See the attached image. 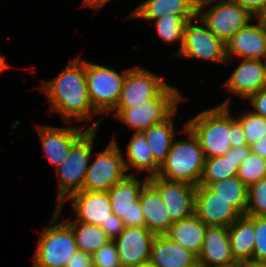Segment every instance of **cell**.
<instances>
[{
    "mask_svg": "<svg viewBox=\"0 0 266 267\" xmlns=\"http://www.w3.org/2000/svg\"><path fill=\"white\" fill-rule=\"evenodd\" d=\"M236 262L232 252L228 228L207 226L198 264L200 267H218Z\"/></svg>",
    "mask_w": 266,
    "mask_h": 267,
    "instance_id": "cell-19",
    "label": "cell"
},
{
    "mask_svg": "<svg viewBox=\"0 0 266 267\" xmlns=\"http://www.w3.org/2000/svg\"><path fill=\"white\" fill-rule=\"evenodd\" d=\"M250 150L263 158H266V135L257 142L250 145Z\"/></svg>",
    "mask_w": 266,
    "mask_h": 267,
    "instance_id": "cell-42",
    "label": "cell"
},
{
    "mask_svg": "<svg viewBox=\"0 0 266 267\" xmlns=\"http://www.w3.org/2000/svg\"><path fill=\"white\" fill-rule=\"evenodd\" d=\"M183 96L177 88L168 85L157 97L131 108H115L112 112L135 133H143L150 126L166 120L177 108Z\"/></svg>",
    "mask_w": 266,
    "mask_h": 267,
    "instance_id": "cell-5",
    "label": "cell"
},
{
    "mask_svg": "<svg viewBox=\"0 0 266 267\" xmlns=\"http://www.w3.org/2000/svg\"><path fill=\"white\" fill-rule=\"evenodd\" d=\"M65 221L72 229L77 249L80 251L92 255L112 241L100 226L75 220L70 222L66 219Z\"/></svg>",
    "mask_w": 266,
    "mask_h": 267,
    "instance_id": "cell-29",
    "label": "cell"
},
{
    "mask_svg": "<svg viewBox=\"0 0 266 267\" xmlns=\"http://www.w3.org/2000/svg\"><path fill=\"white\" fill-rule=\"evenodd\" d=\"M128 70L126 69L120 74L108 67L84 61L88 96L93 108L98 113H112L115 109Z\"/></svg>",
    "mask_w": 266,
    "mask_h": 267,
    "instance_id": "cell-7",
    "label": "cell"
},
{
    "mask_svg": "<svg viewBox=\"0 0 266 267\" xmlns=\"http://www.w3.org/2000/svg\"><path fill=\"white\" fill-rule=\"evenodd\" d=\"M192 20L194 19L185 24L183 44L175 56L217 61L222 64L231 62L226 57L225 43L217 38L198 16L195 22H199L201 26L193 25Z\"/></svg>",
    "mask_w": 266,
    "mask_h": 267,
    "instance_id": "cell-10",
    "label": "cell"
},
{
    "mask_svg": "<svg viewBox=\"0 0 266 267\" xmlns=\"http://www.w3.org/2000/svg\"><path fill=\"white\" fill-rule=\"evenodd\" d=\"M246 215L266 216V178L248 187Z\"/></svg>",
    "mask_w": 266,
    "mask_h": 267,
    "instance_id": "cell-34",
    "label": "cell"
},
{
    "mask_svg": "<svg viewBox=\"0 0 266 267\" xmlns=\"http://www.w3.org/2000/svg\"><path fill=\"white\" fill-rule=\"evenodd\" d=\"M96 132L97 129H89L71 147L67 158L56 168V174L59 179V193L56 206H63L70 195L83 190Z\"/></svg>",
    "mask_w": 266,
    "mask_h": 267,
    "instance_id": "cell-6",
    "label": "cell"
},
{
    "mask_svg": "<svg viewBox=\"0 0 266 267\" xmlns=\"http://www.w3.org/2000/svg\"><path fill=\"white\" fill-rule=\"evenodd\" d=\"M197 15H165L155 20L158 35L165 42H180L181 50L183 44L184 27L187 21L195 19Z\"/></svg>",
    "mask_w": 266,
    "mask_h": 267,
    "instance_id": "cell-31",
    "label": "cell"
},
{
    "mask_svg": "<svg viewBox=\"0 0 266 267\" xmlns=\"http://www.w3.org/2000/svg\"><path fill=\"white\" fill-rule=\"evenodd\" d=\"M206 5H212V7L206 13H203L202 9ZM197 16L225 44L254 18L234 0H198Z\"/></svg>",
    "mask_w": 266,
    "mask_h": 267,
    "instance_id": "cell-8",
    "label": "cell"
},
{
    "mask_svg": "<svg viewBox=\"0 0 266 267\" xmlns=\"http://www.w3.org/2000/svg\"><path fill=\"white\" fill-rule=\"evenodd\" d=\"M71 60L66 69L50 81H43L41 90L51 104V110L62 115L64 122L91 120L98 114L93 108L84 76V61Z\"/></svg>",
    "mask_w": 266,
    "mask_h": 267,
    "instance_id": "cell-1",
    "label": "cell"
},
{
    "mask_svg": "<svg viewBox=\"0 0 266 267\" xmlns=\"http://www.w3.org/2000/svg\"><path fill=\"white\" fill-rule=\"evenodd\" d=\"M66 267H94L91 254L77 250L68 260Z\"/></svg>",
    "mask_w": 266,
    "mask_h": 267,
    "instance_id": "cell-40",
    "label": "cell"
},
{
    "mask_svg": "<svg viewBox=\"0 0 266 267\" xmlns=\"http://www.w3.org/2000/svg\"><path fill=\"white\" fill-rule=\"evenodd\" d=\"M218 267H244V262H234L229 265H223V266H218Z\"/></svg>",
    "mask_w": 266,
    "mask_h": 267,
    "instance_id": "cell-48",
    "label": "cell"
},
{
    "mask_svg": "<svg viewBox=\"0 0 266 267\" xmlns=\"http://www.w3.org/2000/svg\"><path fill=\"white\" fill-rule=\"evenodd\" d=\"M147 182L148 178L142 182L128 174L108 190L112 213L122 219L125 227H145L139 196Z\"/></svg>",
    "mask_w": 266,
    "mask_h": 267,
    "instance_id": "cell-11",
    "label": "cell"
},
{
    "mask_svg": "<svg viewBox=\"0 0 266 267\" xmlns=\"http://www.w3.org/2000/svg\"><path fill=\"white\" fill-rule=\"evenodd\" d=\"M250 145H240L231 148L223 156L205 159V164L199 180V186L237 176L238 167L250 152Z\"/></svg>",
    "mask_w": 266,
    "mask_h": 267,
    "instance_id": "cell-21",
    "label": "cell"
},
{
    "mask_svg": "<svg viewBox=\"0 0 266 267\" xmlns=\"http://www.w3.org/2000/svg\"><path fill=\"white\" fill-rule=\"evenodd\" d=\"M62 209L63 206H56L49 224L39 233L33 267H66L68 260L78 250L68 223L65 220L58 222Z\"/></svg>",
    "mask_w": 266,
    "mask_h": 267,
    "instance_id": "cell-4",
    "label": "cell"
},
{
    "mask_svg": "<svg viewBox=\"0 0 266 267\" xmlns=\"http://www.w3.org/2000/svg\"><path fill=\"white\" fill-rule=\"evenodd\" d=\"M207 188L217 197L228 201L241 215H246L248 187L238 176L210 183Z\"/></svg>",
    "mask_w": 266,
    "mask_h": 267,
    "instance_id": "cell-30",
    "label": "cell"
},
{
    "mask_svg": "<svg viewBox=\"0 0 266 267\" xmlns=\"http://www.w3.org/2000/svg\"><path fill=\"white\" fill-rule=\"evenodd\" d=\"M244 130L247 145H251L266 135V118L246 111L237 118Z\"/></svg>",
    "mask_w": 266,
    "mask_h": 267,
    "instance_id": "cell-33",
    "label": "cell"
},
{
    "mask_svg": "<svg viewBox=\"0 0 266 267\" xmlns=\"http://www.w3.org/2000/svg\"><path fill=\"white\" fill-rule=\"evenodd\" d=\"M66 200L72 201L76 213L75 221L100 226L105 224L112 213L108 191L80 190Z\"/></svg>",
    "mask_w": 266,
    "mask_h": 267,
    "instance_id": "cell-17",
    "label": "cell"
},
{
    "mask_svg": "<svg viewBox=\"0 0 266 267\" xmlns=\"http://www.w3.org/2000/svg\"><path fill=\"white\" fill-rule=\"evenodd\" d=\"M188 136L186 140H173L166 160L161 164L157 176L177 182L198 186L205 164L204 152L198 138L184 127Z\"/></svg>",
    "mask_w": 266,
    "mask_h": 267,
    "instance_id": "cell-3",
    "label": "cell"
},
{
    "mask_svg": "<svg viewBox=\"0 0 266 267\" xmlns=\"http://www.w3.org/2000/svg\"><path fill=\"white\" fill-rule=\"evenodd\" d=\"M244 267H266V262H257L254 260L245 261Z\"/></svg>",
    "mask_w": 266,
    "mask_h": 267,
    "instance_id": "cell-45",
    "label": "cell"
},
{
    "mask_svg": "<svg viewBox=\"0 0 266 267\" xmlns=\"http://www.w3.org/2000/svg\"><path fill=\"white\" fill-rule=\"evenodd\" d=\"M168 84L165 79L140 66L129 68L115 108H131L157 97Z\"/></svg>",
    "mask_w": 266,
    "mask_h": 267,
    "instance_id": "cell-12",
    "label": "cell"
},
{
    "mask_svg": "<svg viewBox=\"0 0 266 267\" xmlns=\"http://www.w3.org/2000/svg\"><path fill=\"white\" fill-rule=\"evenodd\" d=\"M253 260L266 262V216H255Z\"/></svg>",
    "mask_w": 266,
    "mask_h": 267,
    "instance_id": "cell-35",
    "label": "cell"
},
{
    "mask_svg": "<svg viewBox=\"0 0 266 267\" xmlns=\"http://www.w3.org/2000/svg\"><path fill=\"white\" fill-rule=\"evenodd\" d=\"M198 0H146L128 18L157 20L165 15H197Z\"/></svg>",
    "mask_w": 266,
    "mask_h": 267,
    "instance_id": "cell-25",
    "label": "cell"
},
{
    "mask_svg": "<svg viewBox=\"0 0 266 267\" xmlns=\"http://www.w3.org/2000/svg\"><path fill=\"white\" fill-rule=\"evenodd\" d=\"M237 176L247 187L261 179H265L266 158L250 151L248 156L239 165Z\"/></svg>",
    "mask_w": 266,
    "mask_h": 267,
    "instance_id": "cell-32",
    "label": "cell"
},
{
    "mask_svg": "<svg viewBox=\"0 0 266 267\" xmlns=\"http://www.w3.org/2000/svg\"><path fill=\"white\" fill-rule=\"evenodd\" d=\"M229 101L202 111L185 124L198 138L206 159L223 156L231 149Z\"/></svg>",
    "mask_w": 266,
    "mask_h": 267,
    "instance_id": "cell-2",
    "label": "cell"
},
{
    "mask_svg": "<svg viewBox=\"0 0 266 267\" xmlns=\"http://www.w3.org/2000/svg\"><path fill=\"white\" fill-rule=\"evenodd\" d=\"M242 8L248 11L253 17L262 9L266 4V0H234Z\"/></svg>",
    "mask_w": 266,
    "mask_h": 267,
    "instance_id": "cell-41",
    "label": "cell"
},
{
    "mask_svg": "<svg viewBox=\"0 0 266 267\" xmlns=\"http://www.w3.org/2000/svg\"><path fill=\"white\" fill-rule=\"evenodd\" d=\"M100 227L113 241L123 232L125 226L121 218L111 213L110 218L105 222V224H100Z\"/></svg>",
    "mask_w": 266,
    "mask_h": 267,
    "instance_id": "cell-37",
    "label": "cell"
},
{
    "mask_svg": "<svg viewBox=\"0 0 266 267\" xmlns=\"http://www.w3.org/2000/svg\"><path fill=\"white\" fill-rule=\"evenodd\" d=\"M231 252L237 262L253 260L255 216L240 215L229 227Z\"/></svg>",
    "mask_w": 266,
    "mask_h": 267,
    "instance_id": "cell-24",
    "label": "cell"
},
{
    "mask_svg": "<svg viewBox=\"0 0 266 267\" xmlns=\"http://www.w3.org/2000/svg\"><path fill=\"white\" fill-rule=\"evenodd\" d=\"M102 117L90 125L86 130L80 127H51L37 126L41 138L43 151L55 169L67 158L71 147L89 130L98 129Z\"/></svg>",
    "mask_w": 266,
    "mask_h": 267,
    "instance_id": "cell-14",
    "label": "cell"
},
{
    "mask_svg": "<svg viewBox=\"0 0 266 267\" xmlns=\"http://www.w3.org/2000/svg\"><path fill=\"white\" fill-rule=\"evenodd\" d=\"M265 75L266 61L243 59L225 86L233 94L247 99L251 94L264 89Z\"/></svg>",
    "mask_w": 266,
    "mask_h": 267,
    "instance_id": "cell-20",
    "label": "cell"
},
{
    "mask_svg": "<svg viewBox=\"0 0 266 267\" xmlns=\"http://www.w3.org/2000/svg\"><path fill=\"white\" fill-rule=\"evenodd\" d=\"M226 45V57L235 55L244 59L266 61V30L257 24H248L232 36Z\"/></svg>",
    "mask_w": 266,
    "mask_h": 267,
    "instance_id": "cell-18",
    "label": "cell"
},
{
    "mask_svg": "<svg viewBox=\"0 0 266 267\" xmlns=\"http://www.w3.org/2000/svg\"><path fill=\"white\" fill-rule=\"evenodd\" d=\"M207 226L195 215L174 222L164 234L181 247L200 254Z\"/></svg>",
    "mask_w": 266,
    "mask_h": 267,
    "instance_id": "cell-26",
    "label": "cell"
},
{
    "mask_svg": "<svg viewBox=\"0 0 266 267\" xmlns=\"http://www.w3.org/2000/svg\"><path fill=\"white\" fill-rule=\"evenodd\" d=\"M9 67H11V66L5 62L4 57L0 54V73H2L3 70H5L6 68H9Z\"/></svg>",
    "mask_w": 266,
    "mask_h": 267,
    "instance_id": "cell-46",
    "label": "cell"
},
{
    "mask_svg": "<svg viewBox=\"0 0 266 267\" xmlns=\"http://www.w3.org/2000/svg\"><path fill=\"white\" fill-rule=\"evenodd\" d=\"M175 110L166 120L150 126L143 132L149 143L150 151L154 159L161 165L170 151L174 140L175 128L172 119L176 115Z\"/></svg>",
    "mask_w": 266,
    "mask_h": 267,
    "instance_id": "cell-28",
    "label": "cell"
},
{
    "mask_svg": "<svg viewBox=\"0 0 266 267\" xmlns=\"http://www.w3.org/2000/svg\"><path fill=\"white\" fill-rule=\"evenodd\" d=\"M94 267H122L113 241L92 254Z\"/></svg>",
    "mask_w": 266,
    "mask_h": 267,
    "instance_id": "cell-36",
    "label": "cell"
},
{
    "mask_svg": "<svg viewBox=\"0 0 266 267\" xmlns=\"http://www.w3.org/2000/svg\"><path fill=\"white\" fill-rule=\"evenodd\" d=\"M245 144H247V142L243 127L237 118L234 119L231 116V148Z\"/></svg>",
    "mask_w": 266,
    "mask_h": 267,
    "instance_id": "cell-39",
    "label": "cell"
},
{
    "mask_svg": "<svg viewBox=\"0 0 266 267\" xmlns=\"http://www.w3.org/2000/svg\"><path fill=\"white\" fill-rule=\"evenodd\" d=\"M128 267H155L149 260Z\"/></svg>",
    "mask_w": 266,
    "mask_h": 267,
    "instance_id": "cell-47",
    "label": "cell"
},
{
    "mask_svg": "<svg viewBox=\"0 0 266 267\" xmlns=\"http://www.w3.org/2000/svg\"><path fill=\"white\" fill-rule=\"evenodd\" d=\"M195 215L206 226L229 227L241 214L228 202L211 192L206 186H197Z\"/></svg>",
    "mask_w": 266,
    "mask_h": 267,
    "instance_id": "cell-16",
    "label": "cell"
},
{
    "mask_svg": "<svg viewBox=\"0 0 266 267\" xmlns=\"http://www.w3.org/2000/svg\"><path fill=\"white\" fill-rule=\"evenodd\" d=\"M145 227L155 235H164L174 223L167 212L159 192L147 182L139 196Z\"/></svg>",
    "mask_w": 266,
    "mask_h": 267,
    "instance_id": "cell-23",
    "label": "cell"
},
{
    "mask_svg": "<svg viewBox=\"0 0 266 267\" xmlns=\"http://www.w3.org/2000/svg\"><path fill=\"white\" fill-rule=\"evenodd\" d=\"M148 182L159 192L173 222L195 214L197 186L185 182L169 181L157 175L149 177Z\"/></svg>",
    "mask_w": 266,
    "mask_h": 267,
    "instance_id": "cell-13",
    "label": "cell"
},
{
    "mask_svg": "<svg viewBox=\"0 0 266 267\" xmlns=\"http://www.w3.org/2000/svg\"><path fill=\"white\" fill-rule=\"evenodd\" d=\"M156 235L146 227H124L113 240L122 267H128L150 259L151 247Z\"/></svg>",
    "mask_w": 266,
    "mask_h": 267,
    "instance_id": "cell-15",
    "label": "cell"
},
{
    "mask_svg": "<svg viewBox=\"0 0 266 267\" xmlns=\"http://www.w3.org/2000/svg\"><path fill=\"white\" fill-rule=\"evenodd\" d=\"M109 0H84L82 6L87 7H95L100 9L103 5H105Z\"/></svg>",
    "mask_w": 266,
    "mask_h": 267,
    "instance_id": "cell-44",
    "label": "cell"
},
{
    "mask_svg": "<svg viewBox=\"0 0 266 267\" xmlns=\"http://www.w3.org/2000/svg\"><path fill=\"white\" fill-rule=\"evenodd\" d=\"M254 18H257V21L265 30H266V4L262 9L256 14Z\"/></svg>",
    "mask_w": 266,
    "mask_h": 267,
    "instance_id": "cell-43",
    "label": "cell"
},
{
    "mask_svg": "<svg viewBox=\"0 0 266 267\" xmlns=\"http://www.w3.org/2000/svg\"><path fill=\"white\" fill-rule=\"evenodd\" d=\"M247 99L255 109L252 112L266 118V89L264 88L251 94Z\"/></svg>",
    "mask_w": 266,
    "mask_h": 267,
    "instance_id": "cell-38",
    "label": "cell"
},
{
    "mask_svg": "<svg viewBox=\"0 0 266 267\" xmlns=\"http://www.w3.org/2000/svg\"><path fill=\"white\" fill-rule=\"evenodd\" d=\"M149 261L155 267H200L198 256L165 235H156Z\"/></svg>",
    "mask_w": 266,
    "mask_h": 267,
    "instance_id": "cell-22",
    "label": "cell"
},
{
    "mask_svg": "<svg viewBox=\"0 0 266 267\" xmlns=\"http://www.w3.org/2000/svg\"><path fill=\"white\" fill-rule=\"evenodd\" d=\"M127 159L123 157L126 171L131 167L134 170L147 171V178L156 176L160 170V164L154 159L150 151L149 143L143 133H134L127 145Z\"/></svg>",
    "mask_w": 266,
    "mask_h": 267,
    "instance_id": "cell-27",
    "label": "cell"
},
{
    "mask_svg": "<svg viewBox=\"0 0 266 267\" xmlns=\"http://www.w3.org/2000/svg\"><path fill=\"white\" fill-rule=\"evenodd\" d=\"M128 174L115 139H112L103 152L97 153L96 159L89 164L83 190L108 191L113 185L122 181Z\"/></svg>",
    "mask_w": 266,
    "mask_h": 267,
    "instance_id": "cell-9",
    "label": "cell"
},
{
    "mask_svg": "<svg viewBox=\"0 0 266 267\" xmlns=\"http://www.w3.org/2000/svg\"><path fill=\"white\" fill-rule=\"evenodd\" d=\"M264 88L266 89V75H265V86H264Z\"/></svg>",
    "mask_w": 266,
    "mask_h": 267,
    "instance_id": "cell-49",
    "label": "cell"
}]
</instances>
